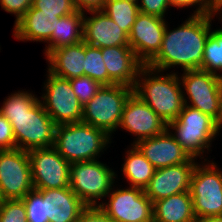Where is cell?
Masks as SVG:
<instances>
[{
  "instance_id": "26",
  "label": "cell",
  "mask_w": 222,
  "mask_h": 222,
  "mask_svg": "<svg viewBox=\"0 0 222 222\" xmlns=\"http://www.w3.org/2000/svg\"><path fill=\"white\" fill-rule=\"evenodd\" d=\"M200 70L219 75L222 71V30L210 31L203 51V65ZM217 70V71H216Z\"/></svg>"
},
{
  "instance_id": "37",
  "label": "cell",
  "mask_w": 222,
  "mask_h": 222,
  "mask_svg": "<svg viewBox=\"0 0 222 222\" xmlns=\"http://www.w3.org/2000/svg\"><path fill=\"white\" fill-rule=\"evenodd\" d=\"M170 6L173 7H185V6H191L198 4L200 5L196 11L194 12V15H207V14H213V4L211 0H169Z\"/></svg>"
},
{
  "instance_id": "7",
  "label": "cell",
  "mask_w": 222,
  "mask_h": 222,
  "mask_svg": "<svg viewBox=\"0 0 222 222\" xmlns=\"http://www.w3.org/2000/svg\"><path fill=\"white\" fill-rule=\"evenodd\" d=\"M70 189L88 206H98L97 200L106 197L112 190L115 173L97 161H82L70 164Z\"/></svg>"
},
{
  "instance_id": "40",
  "label": "cell",
  "mask_w": 222,
  "mask_h": 222,
  "mask_svg": "<svg viewBox=\"0 0 222 222\" xmlns=\"http://www.w3.org/2000/svg\"><path fill=\"white\" fill-rule=\"evenodd\" d=\"M196 222H222V215L221 216H208L204 218H198Z\"/></svg>"
},
{
  "instance_id": "36",
  "label": "cell",
  "mask_w": 222,
  "mask_h": 222,
  "mask_svg": "<svg viewBox=\"0 0 222 222\" xmlns=\"http://www.w3.org/2000/svg\"><path fill=\"white\" fill-rule=\"evenodd\" d=\"M33 0H0L2 8L16 15L15 23L32 7Z\"/></svg>"
},
{
  "instance_id": "9",
  "label": "cell",
  "mask_w": 222,
  "mask_h": 222,
  "mask_svg": "<svg viewBox=\"0 0 222 222\" xmlns=\"http://www.w3.org/2000/svg\"><path fill=\"white\" fill-rule=\"evenodd\" d=\"M207 164H196L191 178L189 192L196 219L222 215V172L213 162Z\"/></svg>"
},
{
  "instance_id": "19",
  "label": "cell",
  "mask_w": 222,
  "mask_h": 222,
  "mask_svg": "<svg viewBox=\"0 0 222 222\" xmlns=\"http://www.w3.org/2000/svg\"><path fill=\"white\" fill-rule=\"evenodd\" d=\"M93 15L83 18V41L98 48L129 46L128 34L103 10L90 11Z\"/></svg>"
},
{
  "instance_id": "4",
  "label": "cell",
  "mask_w": 222,
  "mask_h": 222,
  "mask_svg": "<svg viewBox=\"0 0 222 222\" xmlns=\"http://www.w3.org/2000/svg\"><path fill=\"white\" fill-rule=\"evenodd\" d=\"M110 136L83 122L57 125L54 148L70 164L96 160L109 143Z\"/></svg>"
},
{
  "instance_id": "2",
  "label": "cell",
  "mask_w": 222,
  "mask_h": 222,
  "mask_svg": "<svg viewBox=\"0 0 222 222\" xmlns=\"http://www.w3.org/2000/svg\"><path fill=\"white\" fill-rule=\"evenodd\" d=\"M0 113L10 122L15 149L31 150L54 146L56 125L43 108L42 102L28 92L11 94Z\"/></svg>"
},
{
  "instance_id": "20",
  "label": "cell",
  "mask_w": 222,
  "mask_h": 222,
  "mask_svg": "<svg viewBox=\"0 0 222 222\" xmlns=\"http://www.w3.org/2000/svg\"><path fill=\"white\" fill-rule=\"evenodd\" d=\"M85 58L84 41L57 48L47 55L48 71L66 79L85 76Z\"/></svg>"
},
{
  "instance_id": "27",
  "label": "cell",
  "mask_w": 222,
  "mask_h": 222,
  "mask_svg": "<svg viewBox=\"0 0 222 222\" xmlns=\"http://www.w3.org/2000/svg\"><path fill=\"white\" fill-rule=\"evenodd\" d=\"M85 76L101 85H108V72L103 60L101 48L85 43Z\"/></svg>"
},
{
  "instance_id": "8",
  "label": "cell",
  "mask_w": 222,
  "mask_h": 222,
  "mask_svg": "<svg viewBox=\"0 0 222 222\" xmlns=\"http://www.w3.org/2000/svg\"><path fill=\"white\" fill-rule=\"evenodd\" d=\"M182 86L186 90L191 105H185L201 111L222 125V75L204 70H185L181 76Z\"/></svg>"
},
{
  "instance_id": "12",
  "label": "cell",
  "mask_w": 222,
  "mask_h": 222,
  "mask_svg": "<svg viewBox=\"0 0 222 222\" xmlns=\"http://www.w3.org/2000/svg\"><path fill=\"white\" fill-rule=\"evenodd\" d=\"M34 190L69 187L70 163L54 147L28 150Z\"/></svg>"
},
{
  "instance_id": "23",
  "label": "cell",
  "mask_w": 222,
  "mask_h": 222,
  "mask_svg": "<svg viewBox=\"0 0 222 222\" xmlns=\"http://www.w3.org/2000/svg\"><path fill=\"white\" fill-rule=\"evenodd\" d=\"M84 12L76 10L72 14L60 17L57 20L56 26L48 40L46 46V56L53 50L75 45L83 41V18Z\"/></svg>"
},
{
  "instance_id": "33",
  "label": "cell",
  "mask_w": 222,
  "mask_h": 222,
  "mask_svg": "<svg viewBox=\"0 0 222 222\" xmlns=\"http://www.w3.org/2000/svg\"><path fill=\"white\" fill-rule=\"evenodd\" d=\"M86 207L85 204H61L60 207H52L49 222H77Z\"/></svg>"
},
{
  "instance_id": "35",
  "label": "cell",
  "mask_w": 222,
  "mask_h": 222,
  "mask_svg": "<svg viewBox=\"0 0 222 222\" xmlns=\"http://www.w3.org/2000/svg\"><path fill=\"white\" fill-rule=\"evenodd\" d=\"M170 7L169 0H141L138 4L139 12L143 14L155 15L163 18L166 9Z\"/></svg>"
},
{
  "instance_id": "10",
  "label": "cell",
  "mask_w": 222,
  "mask_h": 222,
  "mask_svg": "<svg viewBox=\"0 0 222 222\" xmlns=\"http://www.w3.org/2000/svg\"><path fill=\"white\" fill-rule=\"evenodd\" d=\"M48 73L46 94L42 96L45 111L56 126L81 122L83 106L74 94L70 80Z\"/></svg>"
},
{
  "instance_id": "32",
  "label": "cell",
  "mask_w": 222,
  "mask_h": 222,
  "mask_svg": "<svg viewBox=\"0 0 222 222\" xmlns=\"http://www.w3.org/2000/svg\"><path fill=\"white\" fill-rule=\"evenodd\" d=\"M32 6L41 13L64 17L76 11L72 0H33Z\"/></svg>"
},
{
  "instance_id": "38",
  "label": "cell",
  "mask_w": 222,
  "mask_h": 222,
  "mask_svg": "<svg viewBox=\"0 0 222 222\" xmlns=\"http://www.w3.org/2000/svg\"><path fill=\"white\" fill-rule=\"evenodd\" d=\"M77 222H116L108 218L98 206H88L80 214Z\"/></svg>"
},
{
  "instance_id": "28",
  "label": "cell",
  "mask_w": 222,
  "mask_h": 222,
  "mask_svg": "<svg viewBox=\"0 0 222 222\" xmlns=\"http://www.w3.org/2000/svg\"><path fill=\"white\" fill-rule=\"evenodd\" d=\"M23 201L26 205L28 222H49V211L53 206L43 199L39 191L33 189L23 198Z\"/></svg>"
},
{
  "instance_id": "43",
  "label": "cell",
  "mask_w": 222,
  "mask_h": 222,
  "mask_svg": "<svg viewBox=\"0 0 222 222\" xmlns=\"http://www.w3.org/2000/svg\"><path fill=\"white\" fill-rule=\"evenodd\" d=\"M4 201V199L2 198L1 192H0V204Z\"/></svg>"
},
{
  "instance_id": "1",
  "label": "cell",
  "mask_w": 222,
  "mask_h": 222,
  "mask_svg": "<svg viewBox=\"0 0 222 222\" xmlns=\"http://www.w3.org/2000/svg\"><path fill=\"white\" fill-rule=\"evenodd\" d=\"M212 17L213 14L192 15L182 26L170 31L166 25L161 49L147 66L157 73L176 65L184 71L200 69Z\"/></svg>"
},
{
  "instance_id": "29",
  "label": "cell",
  "mask_w": 222,
  "mask_h": 222,
  "mask_svg": "<svg viewBox=\"0 0 222 222\" xmlns=\"http://www.w3.org/2000/svg\"><path fill=\"white\" fill-rule=\"evenodd\" d=\"M74 94L78 98L79 103L84 105L91 100L102 85L88 76H81L69 79Z\"/></svg>"
},
{
  "instance_id": "14",
  "label": "cell",
  "mask_w": 222,
  "mask_h": 222,
  "mask_svg": "<svg viewBox=\"0 0 222 222\" xmlns=\"http://www.w3.org/2000/svg\"><path fill=\"white\" fill-rule=\"evenodd\" d=\"M165 19L149 14L139 13L129 37V46L137 58L147 65L160 51L166 28Z\"/></svg>"
},
{
  "instance_id": "21",
  "label": "cell",
  "mask_w": 222,
  "mask_h": 222,
  "mask_svg": "<svg viewBox=\"0 0 222 222\" xmlns=\"http://www.w3.org/2000/svg\"><path fill=\"white\" fill-rule=\"evenodd\" d=\"M59 19L56 14L41 13L33 6L15 23L14 36L18 40L47 42Z\"/></svg>"
},
{
  "instance_id": "22",
  "label": "cell",
  "mask_w": 222,
  "mask_h": 222,
  "mask_svg": "<svg viewBox=\"0 0 222 222\" xmlns=\"http://www.w3.org/2000/svg\"><path fill=\"white\" fill-rule=\"evenodd\" d=\"M196 220L189 191L153 203V222H196Z\"/></svg>"
},
{
  "instance_id": "41",
  "label": "cell",
  "mask_w": 222,
  "mask_h": 222,
  "mask_svg": "<svg viewBox=\"0 0 222 222\" xmlns=\"http://www.w3.org/2000/svg\"><path fill=\"white\" fill-rule=\"evenodd\" d=\"M220 10H222V0H220V1H217V2H215L214 4H213V9H212V12H213V14L216 12H218V11H220ZM222 18V17H221ZM222 30V29H221Z\"/></svg>"
},
{
  "instance_id": "44",
  "label": "cell",
  "mask_w": 222,
  "mask_h": 222,
  "mask_svg": "<svg viewBox=\"0 0 222 222\" xmlns=\"http://www.w3.org/2000/svg\"><path fill=\"white\" fill-rule=\"evenodd\" d=\"M217 1H220V0H211L212 4H214Z\"/></svg>"
},
{
  "instance_id": "3",
  "label": "cell",
  "mask_w": 222,
  "mask_h": 222,
  "mask_svg": "<svg viewBox=\"0 0 222 222\" xmlns=\"http://www.w3.org/2000/svg\"><path fill=\"white\" fill-rule=\"evenodd\" d=\"M157 72L144 65L138 74L133 93L144 101L166 124L177 119L187 100L182 91L181 81L175 73L167 76L150 75ZM151 73V74H150ZM148 74V76H147ZM142 83V84H141ZM142 85V86H141Z\"/></svg>"
},
{
  "instance_id": "11",
  "label": "cell",
  "mask_w": 222,
  "mask_h": 222,
  "mask_svg": "<svg viewBox=\"0 0 222 222\" xmlns=\"http://www.w3.org/2000/svg\"><path fill=\"white\" fill-rule=\"evenodd\" d=\"M34 189L28 152L0 151V192L5 199H23Z\"/></svg>"
},
{
  "instance_id": "16",
  "label": "cell",
  "mask_w": 222,
  "mask_h": 222,
  "mask_svg": "<svg viewBox=\"0 0 222 222\" xmlns=\"http://www.w3.org/2000/svg\"><path fill=\"white\" fill-rule=\"evenodd\" d=\"M119 127L135 134L137 140L151 138L163 133L167 124L136 94L126 100Z\"/></svg>"
},
{
  "instance_id": "5",
  "label": "cell",
  "mask_w": 222,
  "mask_h": 222,
  "mask_svg": "<svg viewBox=\"0 0 222 222\" xmlns=\"http://www.w3.org/2000/svg\"><path fill=\"white\" fill-rule=\"evenodd\" d=\"M133 88L122 85H102L83 107L81 122L103 130L109 136L119 127L123 107Z\"/></svg>"
},
{
  "instance_id": "31",
  "label": "cell",
  "mask_w": 222,
  "mask_h": 222,
  "mask_svg": "<svg viewBox=\"0 0 222 222\" xmlns=\"http://www.w3.org/2000/svg\"><path fill=\"white\" fill-rule=\"evenodd\" d=\"M43 199L50 202L53 207L61 204H84L81 199L70 189V187L37 190Z\"/></svg>"
},
{
  "instance_id": "13",
  "label": "cell",
  "mask_w": 222,
  "mask_h": 222,
  "mask_svg": "<svg viewBox=\"0 0 222 222\" xmlns=\"http://www.w3.org/2000/svg\"><path fill=\"white\" fill-rule=\"evenodd\" d=\"M109 193L108 203L98 205L108 218L116 222H153V202L144 189L130 187Z\"/></svg>"
},
{
  "instance_id": "42",
  "label": "cell",
  "mask_w": 222,
  "mask_h": 222,
  "mask_svg": "<svg viewBox=\"0 0 222 222\" xmlns=\"http://www.w3.org/2000/svg\"><path fill=\"white\" fill-rule=\"evenodd\" d=\"M123 1H128V2H132V3H138V0H123Z\"/></svg>"
},
{
  "instance_id": "30",
  "label": "cell",
  "mask_w": 222,
  "mask_h": 222,
  "mask_svg": "<svg viewBox=\"0 0 222 222\" xmlns=\"http://www.w3.org/2000/svg\"><path fill=\"white\" fill-rule=\"evenodd\" d=\"M0 222H28L23 199H5L1 203Z\"/></svg>"
},
{
  "instance_id": "34",
  "label": "cell",
  "mask_w": 222,
  "mask_h": 222,
  "mask_svg": "<svg viewBox=\"0 0 222 222\" xmlns=\"http://www.w3.org/2000/svg\"><path fill=\"white\" fill-rule=\"evenodd\" d=\"M15 149V138L10 122L0 113V151Z\"/></svg>"
},
{
  "instance_id": "24",
  "label": "cell",
  "mask_w": 222,
  "mask_h": 222,
  "mask_svg": "<svg viewBox=\"0 0 222 222\" xmlns=\"http://www.w3.org/2000/svg\"><path fill=\"white\" fill-rule=\"evenodd\" d=\"M123 174L131 183L130 187L145 189L154 175L155 168L141 151L133 144L127 151V157L122 167Z\"/></svg>"
},
{
  "instance_id": "17",
  "label": "cell",
  "mask_w": 222,
  "mask_h": 222,
  "mask_svg": "<svg viewBox=\"0 0 222 222\" xmlns=\"http://www.w3.org/2000/svg\"><path fill=\"white\" fill-rule=\"evenodd\" d=\"M169 131L167 128L161 134L134 144L155 169L185 163L192 158Z\"/></svg>"
},
{
  "instance_id": "39",
  "label": "cell",
  "mask_w": 222,
  "mask_h": 222,
  "mask_svg": "<svg viewBox=\"0 0 222 222\" xmlns=\"http://www.w3.org/2000/svg\"><path fill=\"white\" fill-rule=\"evenodd\" d=\"M106 0H72L76 10L85 12L102 10ZM85 9V10H84Z\"/></svg>"
},
{
  "instance_id": "15",
  "label": "cell",
  "mask_w": 222,
  "mask_h": 222,
  "mask_svg": "<svg viewBox=\"0 0 222 222\" xmlns=\"http://www.w3.org/2000/svg\"><path fill=\"white\" fill-rule=\"evenodd\" d=\"M196 167L194 158L173 166L155 169L144 192L154 203L171 195L189 191L192 174Z\"/></svg>"
},
{
  "instance_id": "18",
  "label": "cell",
  "mask_w": 222,
  "mask_h": 222,
  "mask_svg": "<svg viewBox=\"0 0 222 222\" xmlns=\"http://www.w3.org/2000/svg\"><path fill=\"white\" fill-rule=\"evenodd\" d=\"M108 72V85L122 84L134 88L140 69L144 64L130 46L101 48Z\"/></svg>"
},
{
  "instance_id": "6",
  "label": "cell",
  "mask_w": 222,
  "mask_h": 222,
  "mask_svg": "<svg viewBox=\"0 0 222 222\" xmlns=\"http://www.w3.org/2000/svg\"><path fill=\"white\" fill-rule=\"evenodd\" d=\"M167 127L176 131L173 137L195 159L204 152V148H209L211 140L222 128L209 115L187 105Z\"/></svg>"
},
{
  "instance_id": "25",
  "label": "cell",
  "mask_w": 222,
  "mask_h": 222,
  "mask_svg": "<svg viewBox=\"0 0 222 222\" xmlns=\"http://www.w3.org/2000/svg\"><path fill=\"white\" fill-rule=\"evenodd\" d=\"M128 35L139 12L138 3L106 0L102 9Z\"/></svg>"
}]
</instances>
